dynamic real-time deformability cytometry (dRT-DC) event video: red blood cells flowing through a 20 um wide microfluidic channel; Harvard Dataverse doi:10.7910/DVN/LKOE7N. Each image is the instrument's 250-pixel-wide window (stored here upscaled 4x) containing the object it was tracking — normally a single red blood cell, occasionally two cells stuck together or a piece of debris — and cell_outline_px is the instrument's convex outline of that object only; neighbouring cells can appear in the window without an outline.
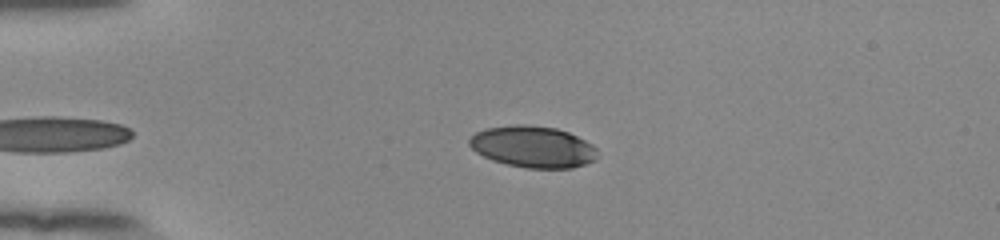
{"species": "human", "species_latin": "Homo sapiens", "temperature_condition": "room temperature", "stored_images_in_passage": 45, "camera_frame_rate_fps": 3000, "um_per_image_px": 0.085, "donor": {"sex": "female"}, "frame": {"image": 1, "passage_image": 5, "time_ms": 1.333, "image_size_px": [1000, 240], "cell_outline_px": [[596, 160], [572, 168], [524, 168], [492, 160], [476, 152], [468, 144], [468, 140], [476, 132], [484, 128], [516, 124], [528, 124], [556, 128], [568, 132], [592, 144], [596, 148]], "centroid_in_image_um": [45.28, 12.47], "position_along_channel_um": 39.7, "area_um2": 31.04}}
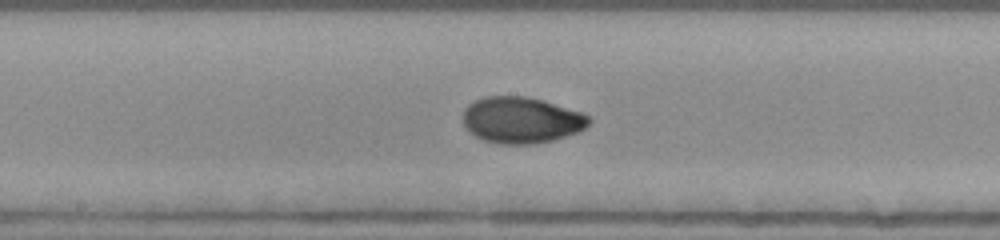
{"frame": {"image": 2, "passage_image": 21, "time_ms": 6.667, "image_size_px": [1000, 240], "cell_outline_px": [[592, 120], [584, 128], [576, 132], [552, 140], [532, 144], [500, 144], [484, 140], [476, 136], [464, 124], [464, 108], [468, 104], [484, 96], [524, 96], [540, 100], [580, 112], [592, 116]], "centroid_in_image_um": [44.31, 10.2], "position_along_channel_um": 203.9, "area_um2": 33.52}}
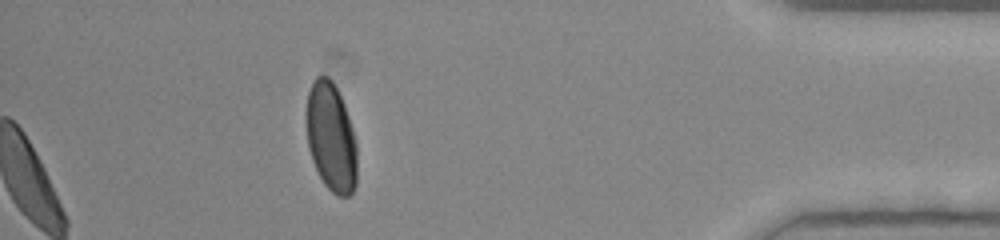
{"frame": {"image": 3, "passage_image": 40, "time_ms": 13.0, "image_size_px": [1000, 240], "cell_outline_px": [[356, 184], [352, 192], [348, 196], [336, 196], [324, 184], [312, 160], [308, 148], [304, 120], [308, 92], [316, 76], [328, 76], [332, 80], [344, 104], [352, 128], [356, 144]], "centroid_in_image_um": [28.11, 11.66], "position_along_channel_um": 407.1, "area_um2": 32.37}, "authors_computed_cell_mechanics": {"area_um2": 33.0616, "velocity_mm_per_s": 3.882, "shape_relaxation_time_tau1_ms": 4.3128, "shape_relaxation_time_tau2_ms": null, "deformation_change_tau1": 0.1569, "deformation_change_tau2": null}}